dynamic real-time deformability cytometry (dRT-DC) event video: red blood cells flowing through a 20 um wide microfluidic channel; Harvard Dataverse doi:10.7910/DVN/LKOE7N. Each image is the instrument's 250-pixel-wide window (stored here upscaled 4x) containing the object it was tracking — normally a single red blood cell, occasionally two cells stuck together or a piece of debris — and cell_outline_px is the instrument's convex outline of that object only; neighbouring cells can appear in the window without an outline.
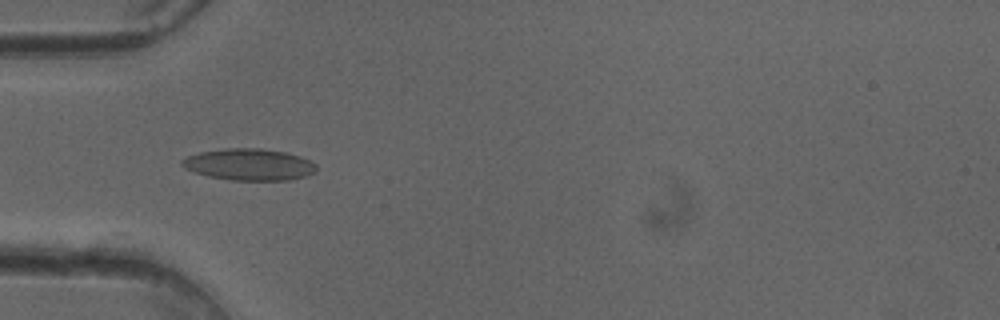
{"species": "common noctule bat (a hibernating species)", "species_latin": "Nyctalus noctula", "temperature_condition": "cold", "stored_images_in_passage": 9, "camera_frame_rate_fps": 3000, "um_per_image_px": 0.085, "animal": {"sex": "female"}, "frame": {"image": 1, "passage_image": 1, "time_ms": 0.0, "image_size_px": [1000, 320], "cell_outline_px": [[316, 172], [308, 176], [288, 180], [228, 180], [208, 176], [184, 168], [180, 164], [180, 160], [188, 156], [200, 152], [224, 148], [260, 148], [284, 152], [300, 156], [316, 164]], "centroid_in_image_um": [21.17, 13.98], "position_along_channel_um": 63.8, "area_um2": 24.85}}
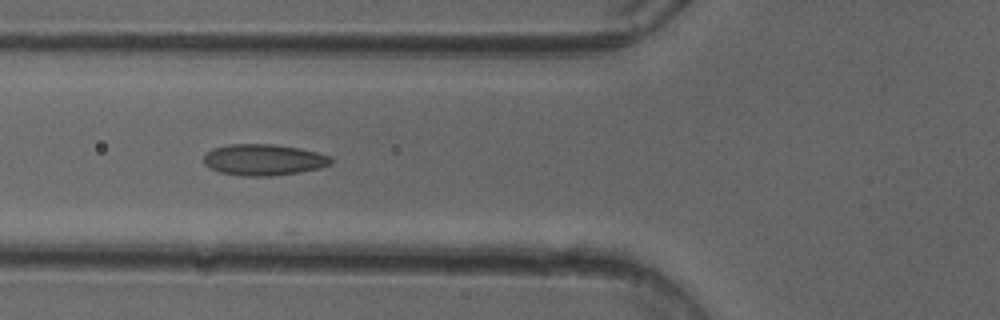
{"frame": {"image": 2, "passage_image": 4, "time_ms": 1.0, "image_size_px": [1000, 320], "cell_outline_px": [[332, 164], [320, 168], [272, 176], [244, 176], [220, 172], [204, 164], [204, 156], [212, 148], [228, 144], [272, 144], [300, 148], [332, 156]], "centroid_in_image_um": [22.42, 13.57], "position_along_channel_um": 103.4, "area_um2": 23.12}}
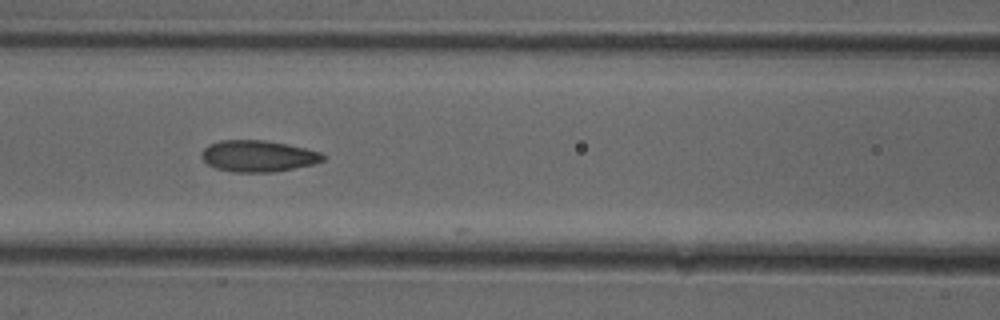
{"frame": {"image": 3, "passage_image": 7, "time_ms": 2.0, "image_size_px": [1000, 320], "cell_outline_px": [[324, 160], [316, 164], [272, 172], [232, 172], [216, 168], [208, 164], [200, 156], [200, 152], [208, 144], [220, 140], [264, 140], [304, 148], [320, 152], [324, 156]], "centroid_in_image_um": [21.9, 13.27], "position_along_channel_um": 144.7, "area_um2": 22.2}}